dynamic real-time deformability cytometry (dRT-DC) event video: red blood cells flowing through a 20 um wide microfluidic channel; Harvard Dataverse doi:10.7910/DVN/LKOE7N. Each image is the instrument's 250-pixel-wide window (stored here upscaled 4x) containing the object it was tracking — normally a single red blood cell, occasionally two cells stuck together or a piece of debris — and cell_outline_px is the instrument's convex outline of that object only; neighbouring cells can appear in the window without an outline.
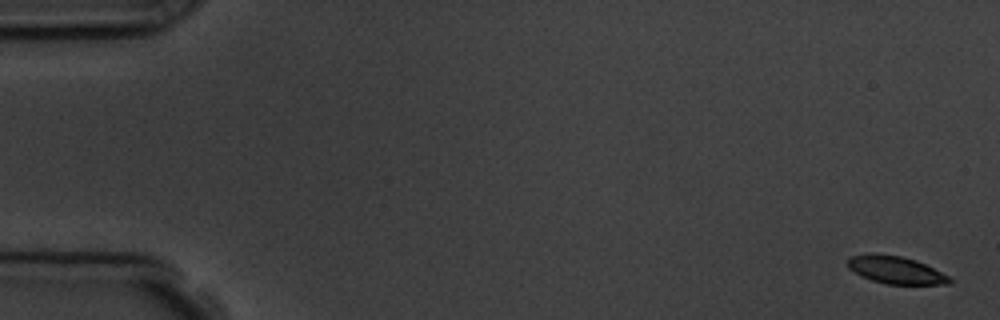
{"species": "common noctule bat (a hibernating species)", "species_latin": "Nyctalus noctula", "temperature_condition": "room temperature", "stored_images_in_passage": 7, "camera_frame_rate_fps": 3000, "um_per_image_px": 0.085, "animal": {"sex": "male", "body_mass_g": 19.5, "forearm_length_mm": 54.6}, "frame": {"image": 1, "passage_image": 1, "time_ms": 0.0, "image_size_px": [1000, 320], "cell_outline_px": [[952, 284], [888, 284], [872, 280], [860, 276], [848, 268], [848, 260], [852, 256], [868, 252], [900, 256], [916, 260], [948, 276], [952, 280]], "centroid_in_image_um": [76.1, 22.94], "position_along_channel_um": 8.9, "area_um2": 16.24}}
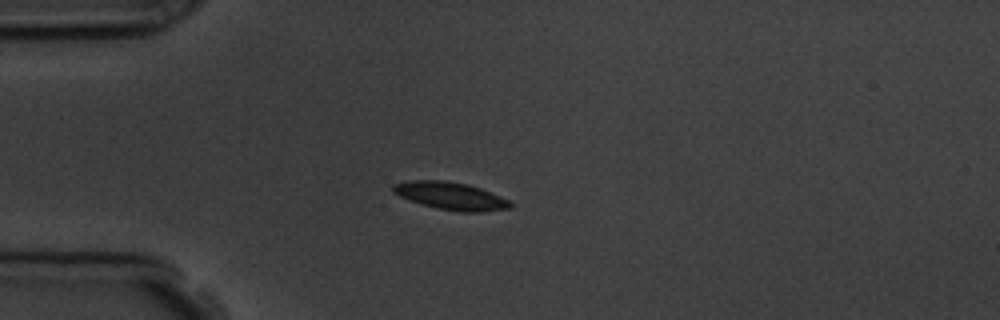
{"frame": {"image": 2, "passage_image": 4, "time_ms": 4.333, "image_size_px": [1000, 320], "cell_outline_px": [[512, 208], [480, 212], [460, 212], [436, 208], [420, 204], [408, 200], [392, 192], [392, 184], [408, 180], [444, 180], [468, 184], [480, 188], [508, 200], [512, 204]], "centroid_in_image_um": [38.26, 16.65], "position_along_channel_um": 46.7, "area_um2": 18.96}}